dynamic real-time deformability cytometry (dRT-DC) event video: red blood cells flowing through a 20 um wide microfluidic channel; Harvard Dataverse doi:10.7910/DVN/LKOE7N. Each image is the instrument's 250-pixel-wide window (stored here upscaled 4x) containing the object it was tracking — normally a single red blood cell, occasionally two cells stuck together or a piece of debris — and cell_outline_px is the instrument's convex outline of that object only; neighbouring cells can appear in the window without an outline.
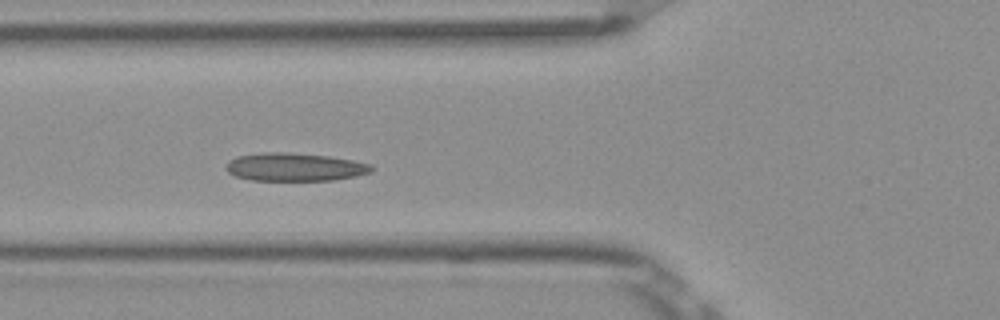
{"species": "Egyptian fruit bat (a non-hibernating species)", "species_latin": "Rousettus aegyptiacus", "temperature_condition": "room temperature", "stored_images_in_passage": 6, "camera_frame_rate_fps": 3000, "um_per_image_px": 0.085, "frame": {"image": 1, "passage_image": 4, "time_ms": 1.0, "image_size_px": [1000, 320], "cell_outline_px": [[372, 172], [356, 176], [332, 180], [252, 180], [236, 176], [228, 172], [224, 168], [224, 164], [228, 160], [236, 156], [264, 152], [288, 152], [328, 156], [352, 160], [372, 164]], "centroid_in_image_um": [25.01, 14.19], "position_along_channel_um": 100.8, "area_um2": 23.93}}
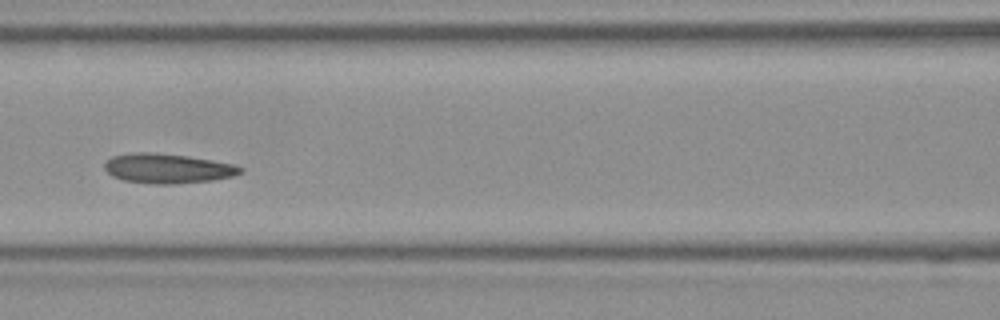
{"frame": {"image": 2, "passage_image": 5, "time_ms": 1.333, "image_size_px": [1000, 320], "cell_outline_px": [[244, 172], [232, 176], [212, 180], [176, 184], [152, 184], [124, 180], [112, 176], [104, 168], [104, 164], [112, 156], [136, 152], [156, 152], [188, 156], [212, 160], [232, 164], [244, 168]], "centroid_in_image_um": [14.25, 14.31], "position_along_channel_um": 152.3, "area_um2": 23.52}}
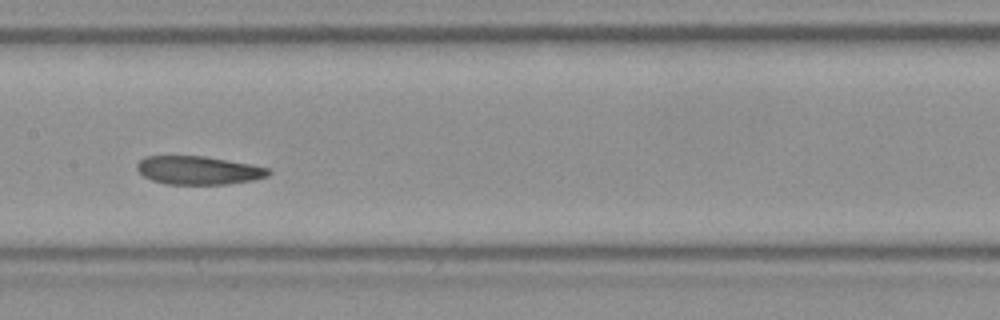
{"frame": {"image": 3, "passage_image": 6, "time_ms": 1.667, "image_size_px": [1000, 320], "cell_outline_px": [[272, 172], [268, 176], [252, 180], [228, 184], [164, 184], [152, 180], [144, 176], [136, 168], [136, 164], [144, 156], [204, 156], [252, 164], [268, 168]], "centroid_in_image_um": [16.87, 14.47], "position_along_channel_um": 190.5, "area_um2": 21.79}}